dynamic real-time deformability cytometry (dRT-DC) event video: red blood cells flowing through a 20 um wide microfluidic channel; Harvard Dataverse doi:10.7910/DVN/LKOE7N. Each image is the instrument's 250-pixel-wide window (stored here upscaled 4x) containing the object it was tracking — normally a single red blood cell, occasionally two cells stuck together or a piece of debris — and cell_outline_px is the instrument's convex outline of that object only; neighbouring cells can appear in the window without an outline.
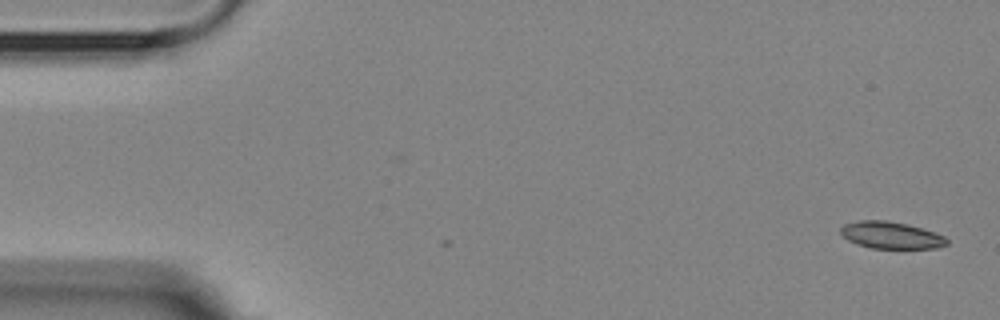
{"species": "Egyptian fruit bat (a non-hibernating species)", "species_latin": "Rousettus aegyptiacus", "temperature_condition": "room temperature", "stored_images_in_passage": 5, "camera_frame_rate_fps": 3000, "um_per_image_px": 0.085, "animal": {"sex": "female"}, "frame": {"image": 1, "passage_image": 1, "time_ms": 0.0, "image_size_px": [1000, 320], "cell_outline_px": [[948, 244], [936, 248], [872, 248], [856, 244], [848, 240], [840, 232], [840, 228], [844, 224], [860, 220], [888, 220], [908, 224], [936, 232], [944, 236], [948, 240]], "centroid_in_image_um": [75.75, 19.98], "position_along_channel_um": 9.3, "area_um2": 16.76}}
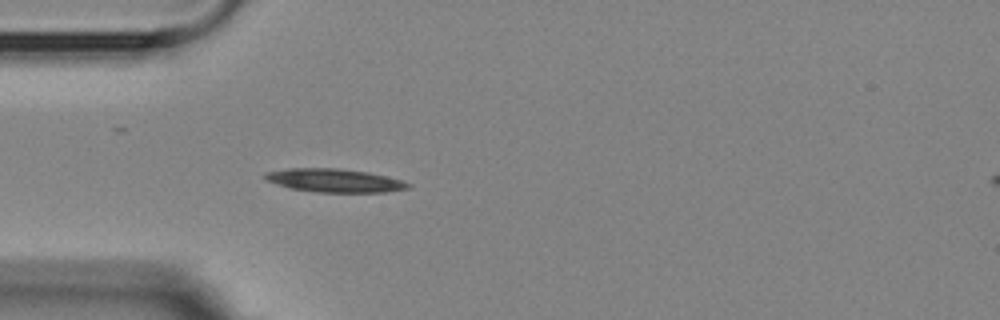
{"frame": {"image": 2, "passage_image": 4, "time_ms": 4.667, "image_size_px": [1000, 320], "cell_outline_px": [[412, 184], [408, 188], [384, 192], [316, 192], [292, 188], [268, 180], [264, 176], [264, 172], [288, 168], [336, 168], [368, 172], [400, 180]], "centroid_in_image_um": [28.43, 15.33], "position_along_channel_um": 56.6, "area_um2": 19.13}}